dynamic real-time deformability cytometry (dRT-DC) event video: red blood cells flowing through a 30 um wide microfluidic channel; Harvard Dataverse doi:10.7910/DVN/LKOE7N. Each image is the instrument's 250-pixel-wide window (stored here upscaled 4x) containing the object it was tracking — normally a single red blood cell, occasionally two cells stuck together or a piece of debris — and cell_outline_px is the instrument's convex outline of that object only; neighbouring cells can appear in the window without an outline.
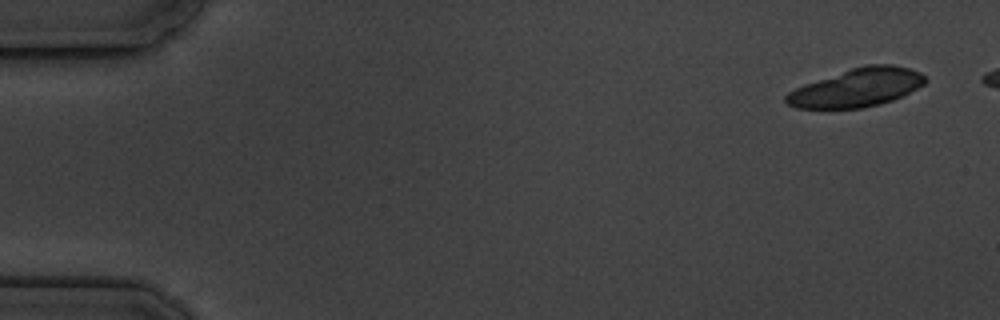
{"species": "common noctule bat (a hibernating species)", "species_latin": "Nyctalus noctula", "temperature_condition": "cold", "stored_images_in_passage": 4, "camera_frame_rate_fps": 3000, "um_per_image_px": 0.085, "animal": {"sex": "male", "body_mass_g": 19.5, "forearm_length_mm": 54.6}, "frame": {"image": 1, "passage_image": 1, "time_ms": 0.0, "image_size_px": [1000, 320], "cell_outline_px": [[928, 80], [924, 84], [904, 96], [880, 104], [864, 108], [796, 108], [788, 104], [784, 100], [784, 96], [788, 92], [804, 84], [864, 64], [892, 64], [908, 68], [920, 72]], "centroid_in_image_um": [72.85, 7.45], "position_along_channel_um": 12.1, "area_um2": 31.1}}